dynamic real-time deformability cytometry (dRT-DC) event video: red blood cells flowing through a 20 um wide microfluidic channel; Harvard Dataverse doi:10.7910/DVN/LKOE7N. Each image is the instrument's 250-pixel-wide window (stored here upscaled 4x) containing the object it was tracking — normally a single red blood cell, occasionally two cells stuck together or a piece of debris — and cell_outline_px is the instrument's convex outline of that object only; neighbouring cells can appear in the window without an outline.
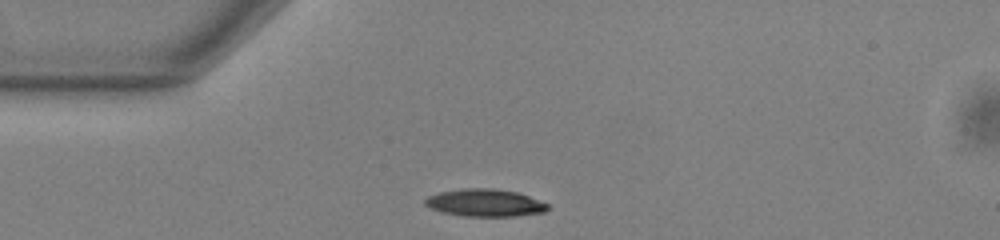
{"species": "common noctule bat (a hibernating species)", "species_latin": "Nyctalus noctula", "temperature_condition": "warm", "stored_images_in_passage": 41, "camera_frame_rate_fps": 3000, "um_per_image_px": 0.085, "animal": {"sex": "male", "body_mass_g": 13.0, "forearm_length_mm": 53.1}, "frame": {"image": 1, "passage_image": 1, "time_ms": 0.0, "image_size_px": [1000, 240], "cell_outline_px": [[548, 208], [544, 212], [516, 216], [464, 216], [440, 212], [424, 204], [424, 200], [428, 196], [440, 192], [464, 188], [496, 188], [516, 192], [528, 196], [548, 204]], "centroid_in_image_um": [41.2, 17.24], "position_along_channel_um": 43.8, "area_um2": 19.54}}
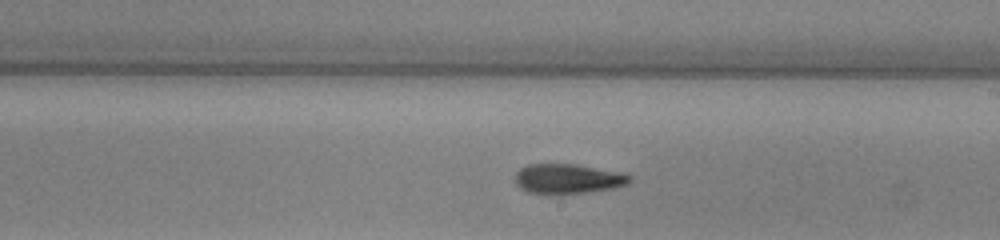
{"frame": {"image": 2, "passage_image": 18, "time_ms": 5.667, "image_size_px": [1000, 240], "cell_outline_px": [[632, 180], [628, 184], [616, 188], [588, 192], [528, 192], [520, 188], [516, 184], [516, 172], [520, 168], [528, 164], [572, 164], [620, 172], [632, 176]], "centroid_in_image_um": [48.31, 15.17], "position_along_channel_um": 240.7, "area_um2": 19.42}}
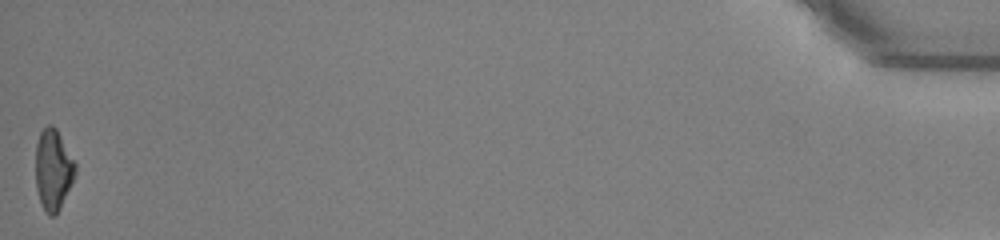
{"frame": {"image": 3, "passage_image": 41, "time_ms": 13.333, "image_size_px": [1000, 240], "cell_outline_px": [[76, 172], [60, 208], [56, 216], [48, 216], [44, 212], [36, 188], [36, 144], [40, 132], [48, 124], [52, 124], [56, 128], [76, 164]], "centroid_in_image_um": [4.51, 14.44], "position_along_channel_um": 430.7, "area_um2": 18.61}, "authors_computed_cell_mechanics": {"area_um2": 19.5364, "velocity_mm_per_s": 3.8322, "shape_relaxation_time_tau1_ms": 5.1691, "shape_relaxation_time_tau2_ms": 5.6936, "deformation_change_tau1": 0.1623, "deformation_change_tau2": 0.1646}}